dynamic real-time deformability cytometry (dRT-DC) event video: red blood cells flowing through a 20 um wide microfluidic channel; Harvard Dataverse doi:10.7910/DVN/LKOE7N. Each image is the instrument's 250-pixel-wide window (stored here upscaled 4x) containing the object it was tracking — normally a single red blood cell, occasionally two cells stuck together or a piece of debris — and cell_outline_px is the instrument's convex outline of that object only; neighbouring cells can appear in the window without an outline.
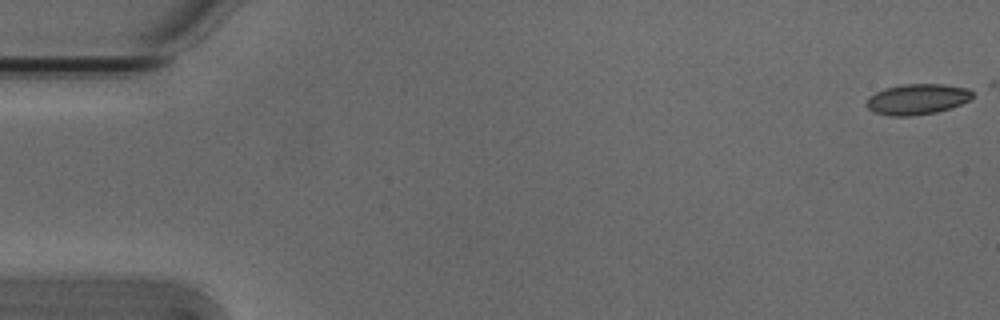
{"species": "Egyptian fruit bat (a non-hibernating species)", "species_latin": "Rousettus aegyptiacus", "temperature_condition": "cold", "stored_images_in_passage": 42, "camera_frame_rate_fps": 3000, "um_per_image_px": 0.085, "animal": {"sex": "male"}, "frame": {"image": 1, "passage_image": 1, "time_ms": 0.0, "image_size_px": [1000, 320], "cell_outline_px": [[972, 96], [968, 100], [960, 104], [936, 112], [912, 116], [888, 116], [872, 112], [864, 104], [868, 96], [884, 88], [904, 84], [944, 84], [968, 88], [972, 92]], "centroid_in_image_um": [77.89, 8.43], "position_along_channel_um": 7.1, "area_um2": 19.02}}
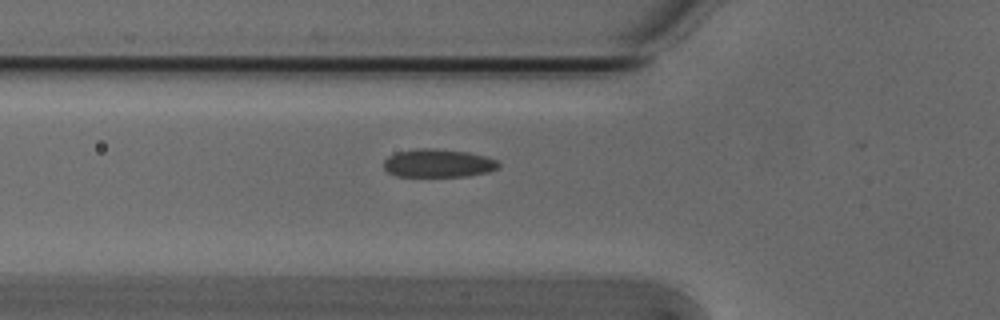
{"frame": {"image": 2, "passage_image": 19, "time_ms": 6.0, "image_size_px": [1000, 320], "cell_outline_px": [[500, 168], [488, 172], [468, 176], [396, 176], [388, 172], [384, 168], [384, 160], [388, 156], [396, 152], [416, 148], [436, 148], [468, 152], [484, 156], [496, 160], [500, 164]], "centroid_in_image_um": [37.24, 13.87], "position_along_channel_um": 88.6, "area_um2": 19.02}}
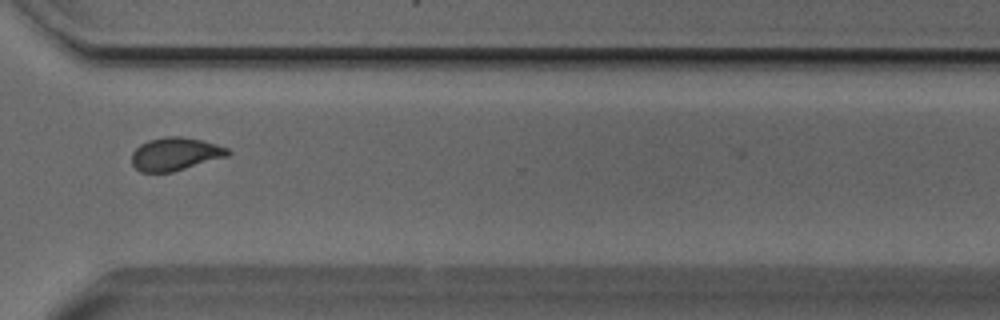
{"frame": {"image": 3, "passage_image": 40, "time_ms": 13.0, "image_size_px": [1000, 320], "cell_outline_px": [[232, 152], [228, 156], [172, 172], [140, 172], [132, 164], [132, 152], [140, 144], [148, 140], [164, 136], [180, 136], [200, 140], [216, 144], [228, 148]], "centroid_in_image_um": [14.89, 13.08], "position_along_channel_um": 355.7, "area_um2": 18.5}}